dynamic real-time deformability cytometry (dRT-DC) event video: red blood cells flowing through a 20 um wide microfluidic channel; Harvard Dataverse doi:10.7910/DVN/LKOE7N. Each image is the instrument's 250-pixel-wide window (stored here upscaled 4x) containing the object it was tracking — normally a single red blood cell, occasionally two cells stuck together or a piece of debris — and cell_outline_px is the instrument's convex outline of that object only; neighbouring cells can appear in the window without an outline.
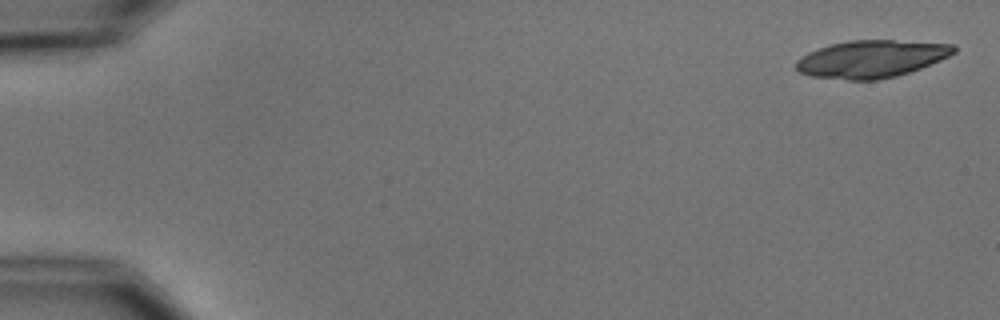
{"species": "common noctule bat (a hibernating species)", "species_latin": "Nyctalus noctula", "temperature_condition": "cold", "stored_images_in_passage": 4, "camera_frame_rate_fps": 3000, "um_per_image_px": 0.085, "animal": {"sex": "male", "body_mass_g": 15.6}, "frame": {"image": 1, "passage_image": 1, "time_ms": 0.0, "image_size_px": [1000, 320], "cell_outline_px": [[956, 52], [940, 60], [920, 68], [896, 76], [876, 80], [848, 80], [808, 76], [800, 72], [796, 68], [796, 60], [808, 52], [832, 44], [848, 40], [892, 40], [956, 44]], "centroid_in_image_um": [74.06, 5.01], "position_along_channel_um": 10.9, "area_um2": 34.33}}